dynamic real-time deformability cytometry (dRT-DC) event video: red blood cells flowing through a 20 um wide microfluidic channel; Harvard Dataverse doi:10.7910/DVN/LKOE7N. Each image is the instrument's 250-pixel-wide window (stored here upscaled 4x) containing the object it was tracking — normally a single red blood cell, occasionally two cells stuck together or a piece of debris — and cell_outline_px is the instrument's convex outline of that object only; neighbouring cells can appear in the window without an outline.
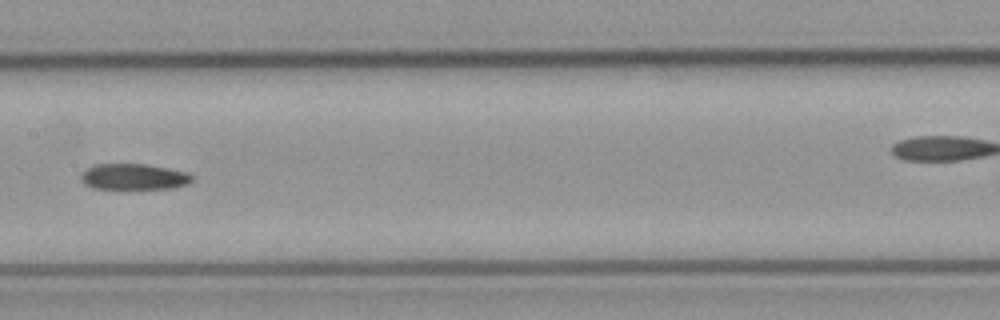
{"species": "common noctule bat (a hibernating species)", "species_latin": "Nyctalus noctula", "temperature_condition": "cold", "stored_images_in_passage": 8, "segment_of_instrument_passage": [1, 2], "camera_frame_rate_fps": 3000, "um_per_image_px": 0.085, "animal": {"sex": "male", "body_mass_g": 23.1, "forearm_length_mm": 52.7}, "frame": {"image": 1, "passage_image": 7, "time_ms": 7.0, "image_size_px": [1000, 320], "cell_outline_px": [[192, 180], [188, 184], [172, 188], [92, 188], [84, 184], [80, 180], [80, 176], [88, 168], [96, 164], [144, 164], [168, 168], [188, 172], [192, 176]], "centroid_in_image_um": [11.37, 15.02], "position_along_channel_um": 196.0, "area_um2": 16.65}}